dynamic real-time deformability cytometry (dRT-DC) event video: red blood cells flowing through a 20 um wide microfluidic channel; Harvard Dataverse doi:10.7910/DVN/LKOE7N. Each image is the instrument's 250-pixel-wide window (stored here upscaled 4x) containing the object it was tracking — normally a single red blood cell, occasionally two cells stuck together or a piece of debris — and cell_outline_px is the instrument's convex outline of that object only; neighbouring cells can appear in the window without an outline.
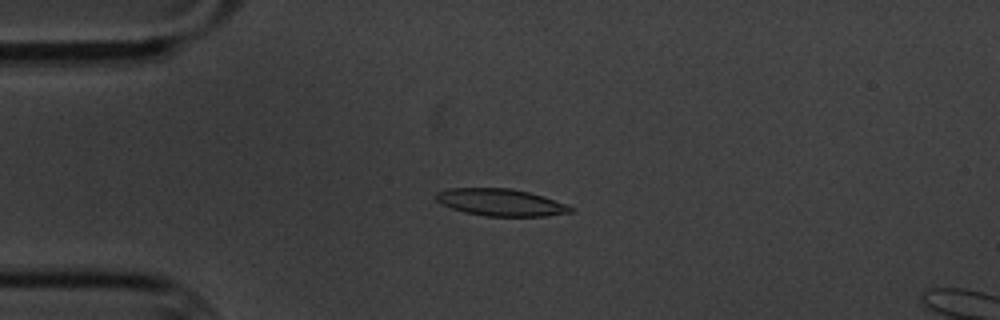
{"species": "common noctule bat (a hibernating species)", "species_latin": "Nyctalus noctula", "temperature_condition": "cold", "stored_images_in_passage": 5, "camera_frame_rate_fps": 3000, "um_per_image_px": 0.085, "animal": {"sex": "male", "body_mass_g": 20.1, "forearm_length_mm": 53.5}, "frame": {"image": 1, "passage_image": 4, "time_ms": 3.333, "image_size_px": [1000, 320], "cell_outline_px": [[572, 212], [544, 216], [484, 216], [464, 212], [440, 204], [436, 200], [436, 192], [448, 188], [512, 188], [544, 196], [568, 204], [572, 208]], "centroid_in_image_um": [42.55, 17.2], "position_along_channel_um": 42.5, "area_um2": 21.33}}